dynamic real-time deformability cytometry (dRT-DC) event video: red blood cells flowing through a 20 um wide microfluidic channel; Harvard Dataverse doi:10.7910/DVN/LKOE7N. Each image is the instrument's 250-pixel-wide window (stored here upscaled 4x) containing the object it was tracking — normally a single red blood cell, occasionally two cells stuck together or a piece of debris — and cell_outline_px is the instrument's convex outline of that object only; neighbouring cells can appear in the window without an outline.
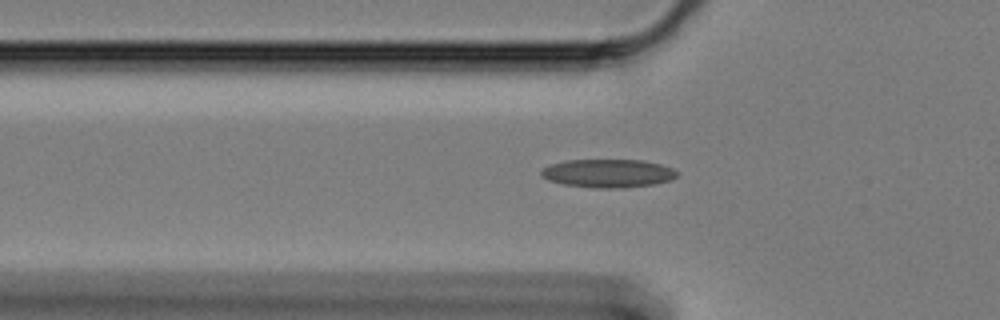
{"species": "Egyptian fruit bat (a non-hibernating species)", "species_latin": "Rousettus aegyptiacus", "temperature_condition": "cold", "stored_images_in_passage": 52, "camera_frame_rate_fps": 3000, "um_per_image_px": 0.085, "animal": {"sex": "female"}, "frame": {"image": 1, "passage_image": 14, "time_ms": 4.333, "image_size_px": [1000, 320], "cell_outline_px": [[676, 176], [672, 180], [656, 184], [624, 188], [592, 188], [564, 184], [548, 180], [540, 176], [540, 172], [544, 168], [552, 164], [568, 160], [644, 160], [660, 164], [672, 168], [676, 172]], "centroid_in_image_um": [51.69, 14.74], "position_along_channel_um": 74.1, "area_um2": 22.48}}
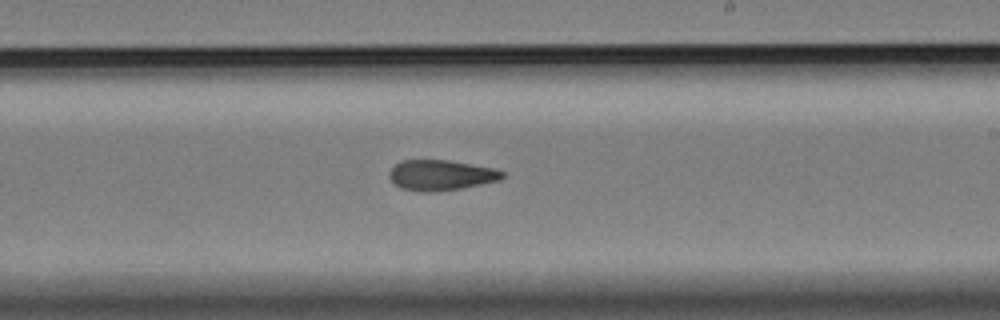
{"frame": {"image": 2, "passage_image": 30, "time_ms": 9.667, "image_size_px": [1000, 320], "cell_outline_px": [[504, 176], [500, 180], [460, 188], [432, 192], [420, 192], [400, 188], [392, 184], [388, 176], [388, 172], [396, 164], [404, 160], [448, 160], [492, 168], [504, 172]], "centroid_in_image_um": [37.41, 14.9], "position_along_channel_um": 251.6, "area_um2": 20.0}}
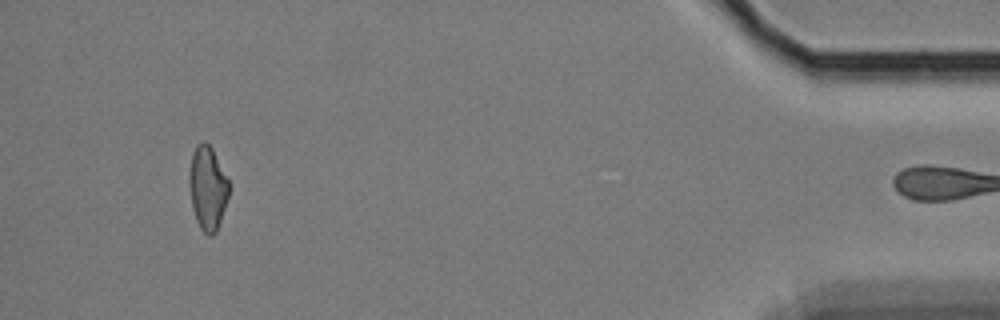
{"frame": {"image": 3, "passage_image": 51, "time_ms": 16.667, "image_size_px": [1000, 320], "cell_outline_px": [[228, 196], [216, 232], [212, 236], [208, 236], [200, 228], [196, 220], [192, 208], [188, 184], [188, 176], [192, 152], [196, 144], [204, 140], [212, 148], [228, 180]], "centroid_in_image_um": [17.61, 15.97], "position_along_channel_um": 417.6, "area_um2": 19.36}}